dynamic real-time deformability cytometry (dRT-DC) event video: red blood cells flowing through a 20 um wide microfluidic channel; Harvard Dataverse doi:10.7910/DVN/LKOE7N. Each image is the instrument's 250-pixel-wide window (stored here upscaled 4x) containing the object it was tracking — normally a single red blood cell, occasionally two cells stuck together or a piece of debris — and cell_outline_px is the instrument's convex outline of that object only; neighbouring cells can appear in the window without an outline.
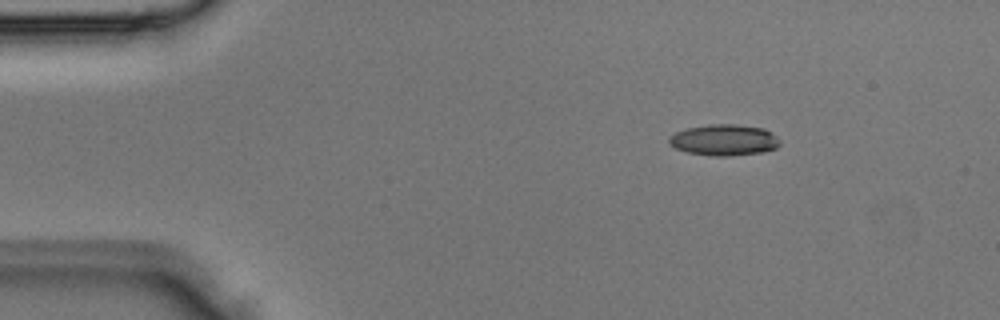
{"species": "Egyptian fruit bat (a non-hibernating species)", "species_latin": "Rousettus aegyptiacus", "temperature_condition": "room temperature", "stored_images_in_passage": 4, "camera_frame_rate_fps": 3000, "um_per_image_px": 0.085, "animal": {"sex": "male"}, "frame": {"image": 1, "passage_image": 2, "time_ms": 0.333, "image_size_px": [1000, 320], "cell_outline_px": [[780, 144], [776, 148], [760, 152], [728, 156], [712, 156], [688, 152], [676, 148], [668, 144], [668, 136], [676, 132], [688, 128], [708, 124], [736, 124], [764, 128], [776, 136], [780, 140]], "centroid_in_image_um": [61.53, 11.89], "position_along_channel_um": 23.5, "area_um2": 20.11}}